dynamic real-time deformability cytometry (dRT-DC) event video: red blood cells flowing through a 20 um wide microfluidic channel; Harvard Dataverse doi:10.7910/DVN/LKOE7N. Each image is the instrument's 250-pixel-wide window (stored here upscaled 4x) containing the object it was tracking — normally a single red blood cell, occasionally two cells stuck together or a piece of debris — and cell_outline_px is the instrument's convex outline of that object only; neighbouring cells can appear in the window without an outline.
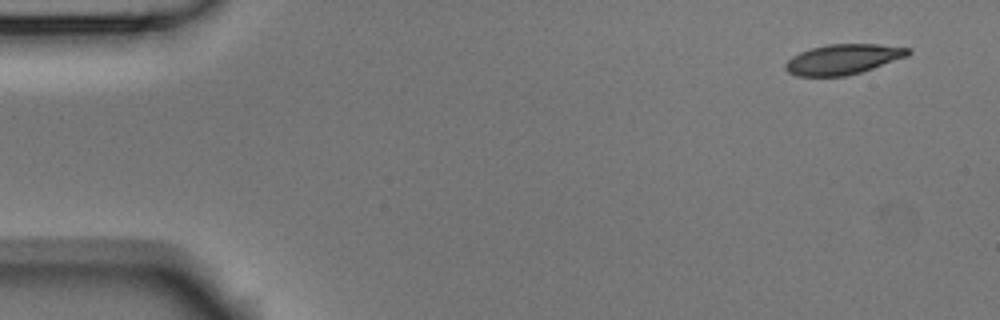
{"species": "Egyptian fruit bat (a non-hibernating species)", "species_latin": "Rousettus aegyptiacus", "temperature_condition": "room temperature", "stored_images_in_passage": 9, "camera_frame_rate_fps": 3000, "um_per_image_px": 0.085, "animal": {"sex": "male"}, "frame": {"image": 1, "passage_image": 1, "time_ms": 0.0, "image_size_px": [1000, 320], "cell_outline_px": [[912, 52], [908, 56], [860, 72], [844, 76], [796, 76], [788, 72], [784, 68], [784, 64], [792, 56], [800, 52], [812, 48], [828, 44], [876, 44], [912, 48]], "centroid_in_image_um": [71.66, 5.03], "position_along_channel_um": 13.3, "area_um2": 21.5}}
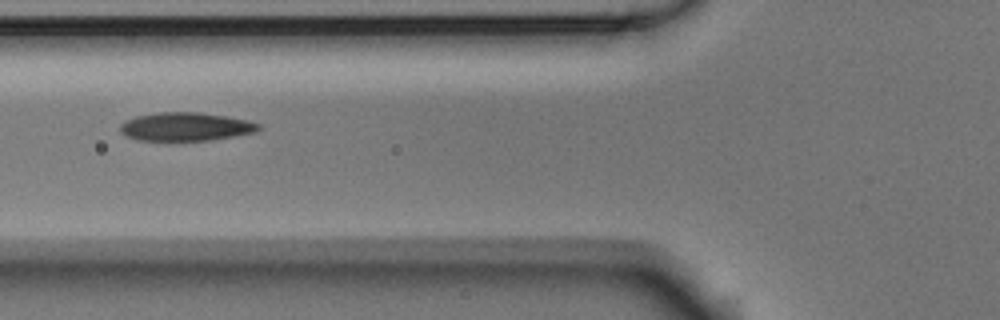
{"frame": {"image": 2, "passage_image": 6, "time_ms": 1.667, "image_size_px": [1000, 320], "cell_outline_px": [[260, 128], [256, 132], [212, 140], [136, 140], [124, 136], [120, 132], [120, 124], [124, 120], [136, 116], [160, 112], [200, 112], [248, 120], [260, 124]], "centroid_in_image_um": [15.75, 10.77], "position_along_channel_um": 110.1, "area_um2": 23.0}}
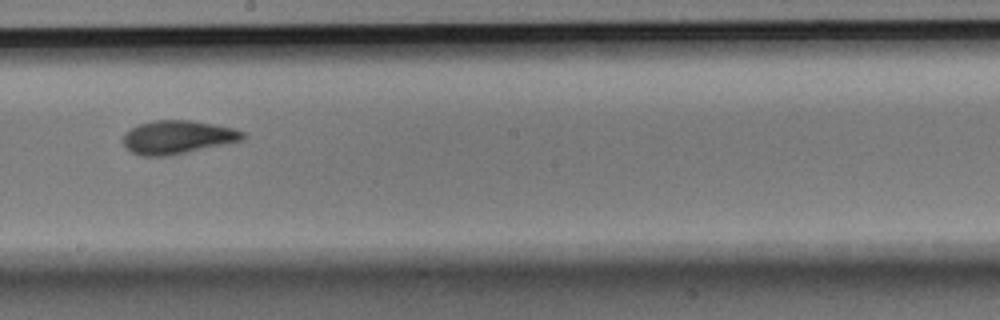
{"frame": {"image": 3, "passage_image": 9, "time_ms": 2.667, "image_size_px": [1000, 320], "cell_outline_px": [[248, 136], [244, 140], [168, 156], [140, 156], [132, 152], [124, 144], [124, 132], [140, 124], [152, 120], [192, 120], [232, 128], [244, 132]], "centroid_in_image_um": [15.11, 11.66], "position_along_channel_um": 233.1, "area_um2": 23.24}}